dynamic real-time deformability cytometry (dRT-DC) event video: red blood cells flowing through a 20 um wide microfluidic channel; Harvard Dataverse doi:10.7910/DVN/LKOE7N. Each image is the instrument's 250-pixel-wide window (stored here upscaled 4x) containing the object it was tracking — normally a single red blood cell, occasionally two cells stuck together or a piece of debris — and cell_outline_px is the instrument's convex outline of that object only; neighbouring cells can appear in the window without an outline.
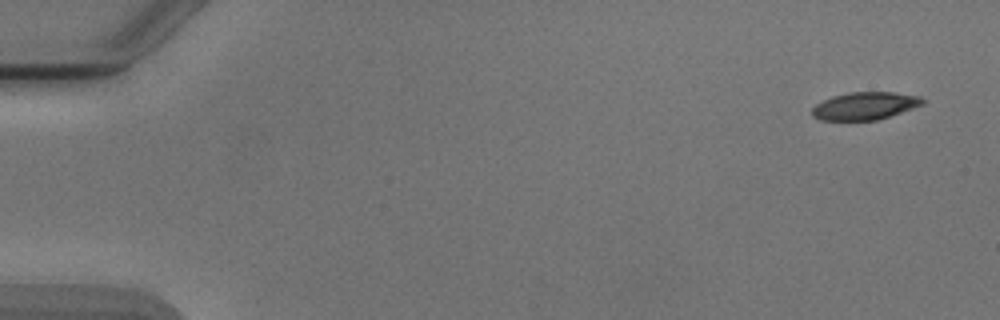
{"species": "Egyptian fruit bat (a non-hibernating species)", "species_latin": "Rousettus aegyptiacus", "temperature_condition": "cold", "stored_images_in_passage": 4, "camera_frame_rate_fps": 3000, "um_per_image_px": 0.085, "animal": {"sex": "male"}, "frame": {"image": 1, "passage_image": 1, "time_ms": 0.0, "image_size_px": [1000, 320], "cell_outline_px": [[924, 104], [876, 120], [820, 120], [812, 116], [812, 108], [816, 104], [832, 96], [848, 92], [892, 92], [920, 96], [924, 100]], "centroid_in_image_um": [73.49, 8.99], "position_along_channel_um": 11.5, "area_um2": 17.63}}
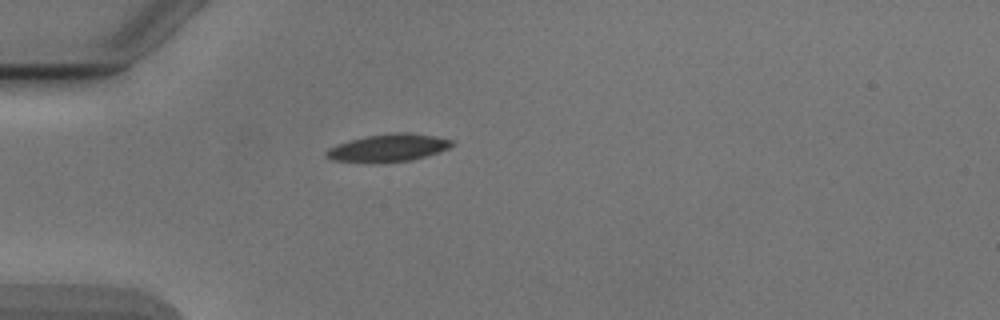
{"frame": {"image": 2, "passage_image": 4, "time_ms": 4.333, "image_size_px": [1000, 320], "cell_outline_px": [[456, 144], [440, 152], [412, 160], [372, 164], [332, 160], [324, 156], [324, 152], [328, 148], [352, 140], [368, 136], [396, 132], [408, 132], [436, 136], [452, 140]], "centroid_in_image_um": [33.01, 12.59], "position_along_channel_um": 52.0, "area_um2": 20.46}}